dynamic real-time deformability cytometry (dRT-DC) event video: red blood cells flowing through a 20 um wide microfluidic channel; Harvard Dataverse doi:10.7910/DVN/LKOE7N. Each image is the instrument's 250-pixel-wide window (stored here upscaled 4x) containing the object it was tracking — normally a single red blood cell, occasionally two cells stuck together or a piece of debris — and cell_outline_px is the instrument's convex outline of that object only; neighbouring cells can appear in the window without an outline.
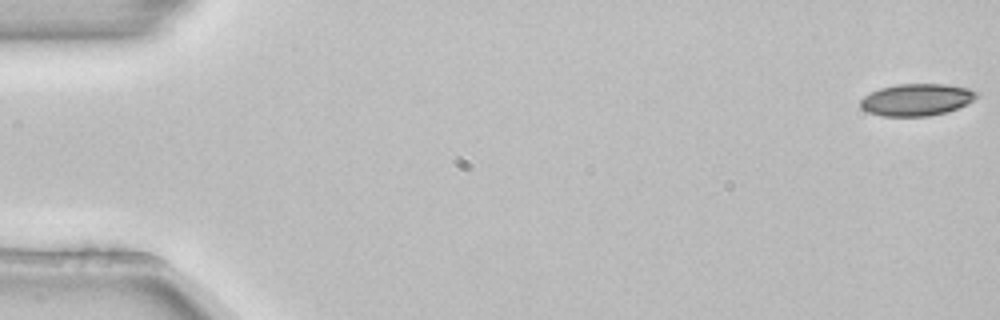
{"species": "common noctule bat (a hibernating species)", "species_latin": "Nyctalus noctula", "temperature_condition": "room temperature", "stored_images_in_passage": 6, "camera_frame_rate_fps": 3000, "um_per_image_px": 0.085, "animal": {"sex": "female", "body_mass_g": 22.7, "forearm_length_mm": 54.2}, "frame": {"image": 1, "passage_image": 1, "time_ms": 0.0, "image_size_px": [1000, 320], "cell_outline_px": [[980, 96], [948, 112], [928, 116], [880, 116], [868, 112], [860, 108], [860, 100], [864, 96], [880, 88], [896, 84], [944, 84], [968, 88], [980, 92]], "centroid_in_image_um": [77.91, 8.47], "position_along_channel_um": 7.1, "area_um2": 21.73}}
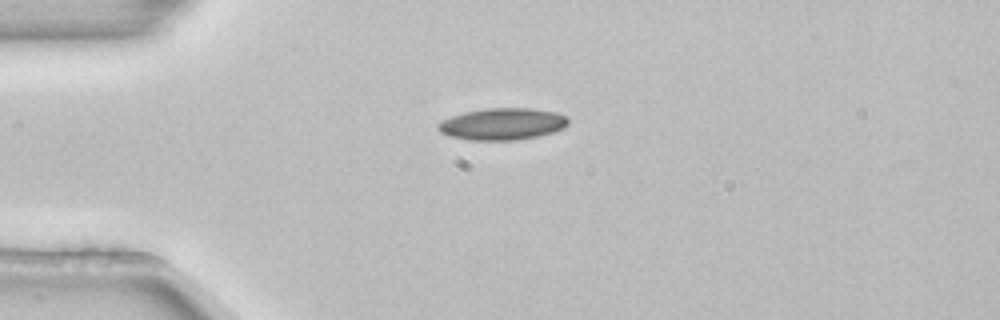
{"frame": {"image": 2, "passage_image": 4, "time_ms": 1.0, "image_size_px": [1000, 320], "cell_outline_px": [[568, 124], [564, 128], [540, 136], [516, 140], [468, 140], [448, 136], [440, 132], [436, 128], [436, 124], [452, 116], [464, 112], [488, 108], [532, 108], [556, 112], [568, 116]], "centroid_in_image_um": [42.71, 10.54], "position_along_channel_um": 42.3, "area_um2": 24.33}}